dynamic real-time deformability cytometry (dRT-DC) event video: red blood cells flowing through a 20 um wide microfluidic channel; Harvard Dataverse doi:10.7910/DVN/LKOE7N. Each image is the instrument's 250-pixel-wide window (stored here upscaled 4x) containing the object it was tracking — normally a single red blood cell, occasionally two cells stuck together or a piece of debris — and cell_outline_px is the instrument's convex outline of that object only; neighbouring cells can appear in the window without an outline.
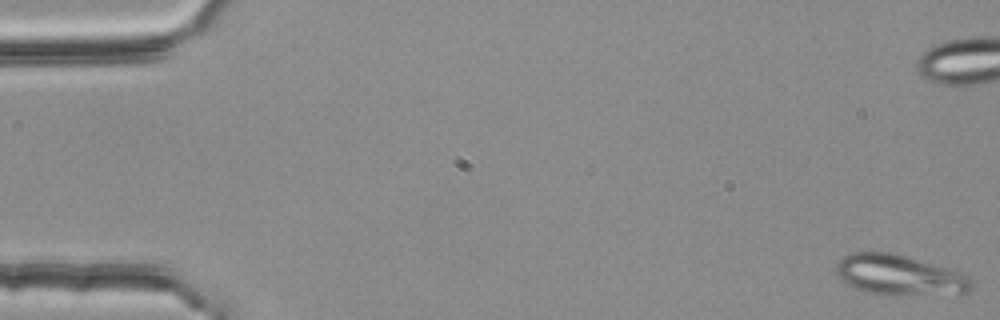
{"species": "common noctule bat (a hibernating species)", "species_latin": "Nyctalus noctula", "temperature_condition": "room temperature", "stored_images_in_passage": 54, "camera_frame_rate_fps": 3000, "um_per_image_px": 0.085, "animal": {"sex": "female", "body_mass_g": 25.1}, "frame": {"image": 1, "passage_image": 1, "time_ms": 0.0, "image_size_px": [1000, 320], "cell_outline_px": [[972, 288], [968, 292], [900, 296], [896, 296], [868, 292], [856, 288], [840, 280], [836, 272], [836, 264], [844, 256], [852, 252], [892, 252], [944, 268], [968, 276], [972, 280]], "centroid_in_image_um": [76.39, 23.39], "position_along_channel_um": 8.6, "area_um2": 31.39}}
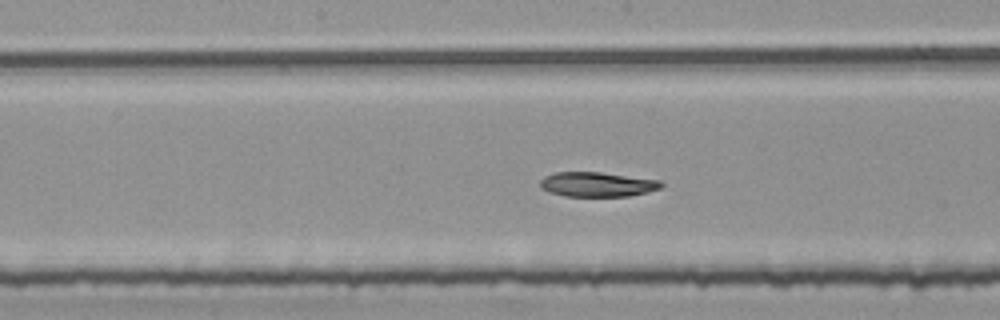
{"frame": {"image": 2, "passage_image": 28, "time_ms": 9.0, "image_size_px": [1000, 320], "cell_outline_px": [[664, 184], [660, 188], [648, 192], [628, 196], [564, 196], [548, 192], [540, 188], [540, 180], [544, 176], [556, 172], [600, 172], [660, 180]], "centroid_in_image_um": [50.74, 15.67], "position_along_channel_um": 197.5, "area_um2": 17.46}}
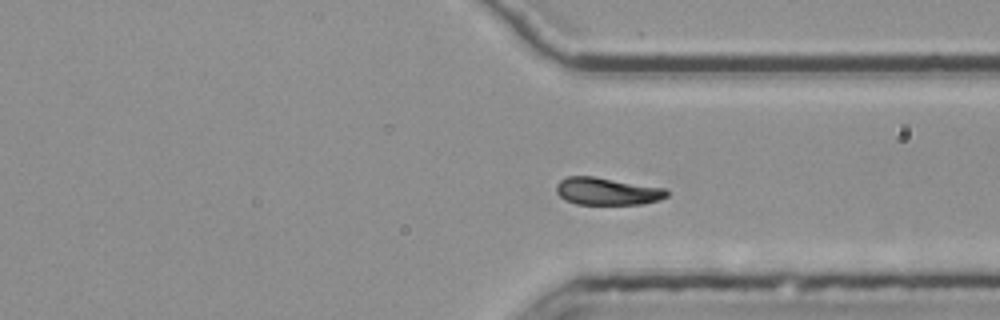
{"frame": {"image": 3, "passage_image": 41, "time_ms": 13.333, "image_size_px": [1000, 320], "cell_outline_px": [[668, 196], [660, 200], [640, 204], [576, 204], [564, 200], [556, 192], [556, 184], [560, 180], [568, 176], [592, 176], [664, 188], [668, 192]], "centroid_in_image_um": [51.57, 16.26], "position_along_channel_um": 359.8, "area_um2": 17.57}}